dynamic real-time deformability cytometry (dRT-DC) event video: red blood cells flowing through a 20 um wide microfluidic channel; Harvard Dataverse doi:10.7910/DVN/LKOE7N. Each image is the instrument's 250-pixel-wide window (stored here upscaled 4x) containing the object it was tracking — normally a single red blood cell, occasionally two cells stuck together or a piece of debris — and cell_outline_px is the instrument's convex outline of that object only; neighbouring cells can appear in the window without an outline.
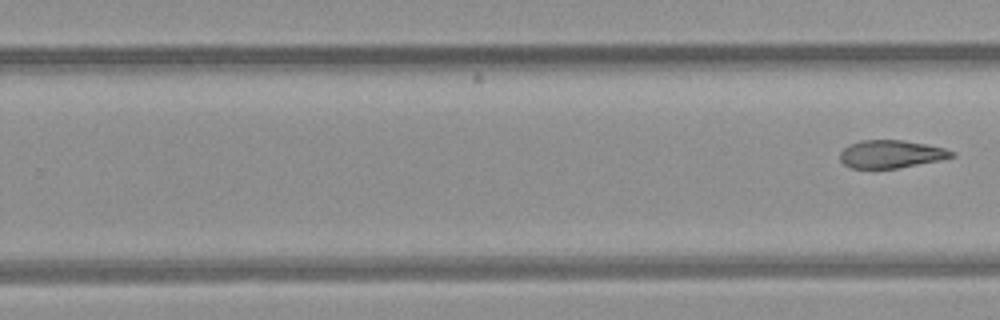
{"species": "common noctule bat (a hibernating species)", "species_latin": "Nyctalus noctula", "temperature_condition": "room temperature", "stored_images_in_passage": 9, "segment_of_instrument_passage": [2, 2], "camera_frame_rate_fps": 3000, "um_per_image_px": 0.085, "animal": {"sex": "female", "body_mass_g": 21.9}, "frame": {"image": 1, "passage_image": 9, "time_ms": 9.333, "image_size_px": [1000, 320], "cell_outline_px": [[956, 156], [940, 160], [896, 168], [852, 168], [844, 164], [840, 160], [840, 152], [848, 144], [860, 140], [900, 140], [924, 144], [944, 148], [956, 152]], "centroid_in_image_um": [75.73, 13.09], "position_along_channel_um": 254.1, "area_um2": 18.03}}